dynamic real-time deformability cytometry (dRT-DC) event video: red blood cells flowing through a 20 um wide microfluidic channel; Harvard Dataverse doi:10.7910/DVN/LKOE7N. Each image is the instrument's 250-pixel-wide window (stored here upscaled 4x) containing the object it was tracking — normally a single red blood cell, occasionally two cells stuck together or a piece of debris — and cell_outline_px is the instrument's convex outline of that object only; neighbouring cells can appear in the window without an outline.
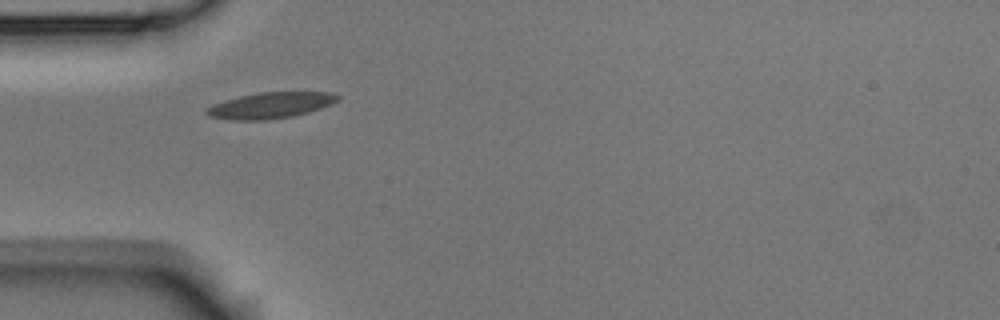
{"species": "Egyptian fruit bat (a non-hibernating species)", "species_latin": "Rousettus aegyptiacus", "temperature_condition": "room temperature", "stored_images_in_passage": 5, "camera_frame_rate_fps": 3000, "um_per_image_px": 0.085, "animal": {"sex": "male"}, "frame": {"image": 1, "passage_image": 4, "time_ms": 1.0, "image_size_px": [1000, 320], "cell_outline_px": [[340, 100], [332, 104], [308, 112], [292, 116], [264, 120], [228, 120], [208, 116], [204, 112], [212, 104], [224, 100], [240, 96], [260, 92], [332, 92], [340, 96]], "centroid_in_image_um": [22.99, 8.95], "position_along_channel_um": 62.0, "area_um2": 19.94}}
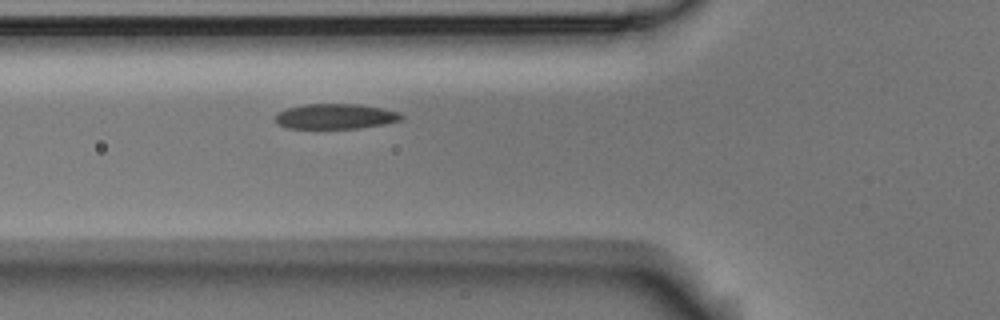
{"frame": {"image": 2, "passage_image": 5, "time_ms": 1.333, "image_size_px": [1000, 320], "cell_outline_px": [[404, 116], [400, 120], [384, 124], [360, 128], [284, 128], [276, 124], [276, 112], [288, 108], [304, 104], [360, 104], [384, 108], [400, 112]], "centroid_in_image_um": [28.51, 9.89], "position_along_channel_um": 97.3, "area_um2": 18.67}}